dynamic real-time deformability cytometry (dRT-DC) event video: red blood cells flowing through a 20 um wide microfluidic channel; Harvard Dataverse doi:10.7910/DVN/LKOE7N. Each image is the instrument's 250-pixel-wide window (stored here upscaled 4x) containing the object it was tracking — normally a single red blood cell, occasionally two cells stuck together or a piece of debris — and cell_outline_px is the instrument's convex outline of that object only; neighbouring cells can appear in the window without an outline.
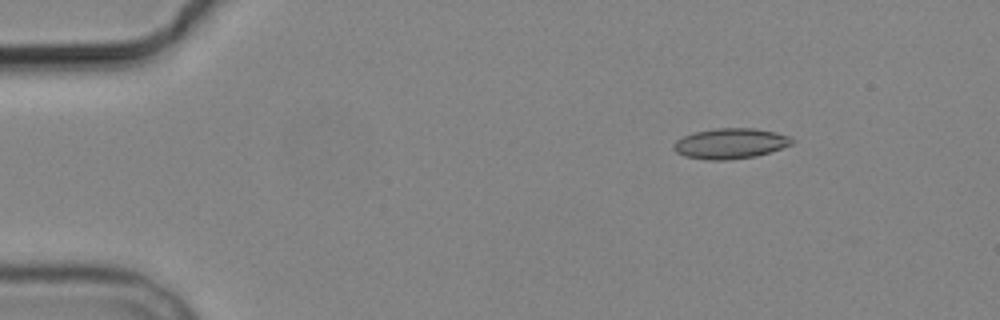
{"species": "common noctule bat (a hibernating species)", "species_latin": "Nyctalus noctula", "temperature_condition": "cold", "stored_images_in_passage": 6, "camera_frame_rate_fps": 3000, "um_per_image_px": 0.085, "animal": {"sex": "male", "body_mass_g": 19.2, "forearm_length_mm": 51.8}, "frame": {"image": 1, "passage_image": 2, "time_ms": 1.333, "image_size_px": [1000, 320], "cell_outline_px": [[796, 140], [792, 144], [756, 156], [728, 160], [708, 160], [684, 156], [676, 152], [672, 148], [672, 144], [676, 140], [684, 136], [696, 132], [716, 128], [752, 128], [776, 132], [788, 136]], "centroid_in_image_um": [62.06, 12.2], "position_along_channel_um": 22.9, "area_um2": 20.92}}
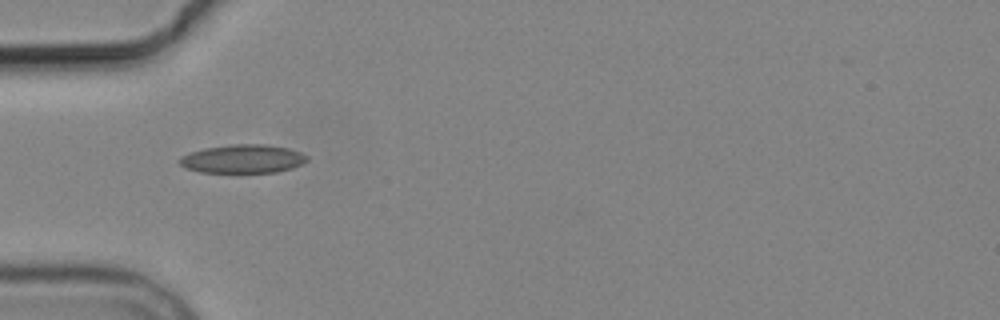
{"frame": {"image": 2, "passage_image": 5, "time_ms": 4.667, "image_size_px": [1000, 320], "cell_outline_px": [[308, 160], [292, 168], [276, 172], [200, 172], [184, 168], [176, 160], [180, 156], [204, 148], [232, 144], [268, 144], [288, 148], [300, 152], [308, 156]], "centroid_in_image_um": [20.61, 13.5], "position_along_channel_um": 64.4, "area_um2": 21.27}}
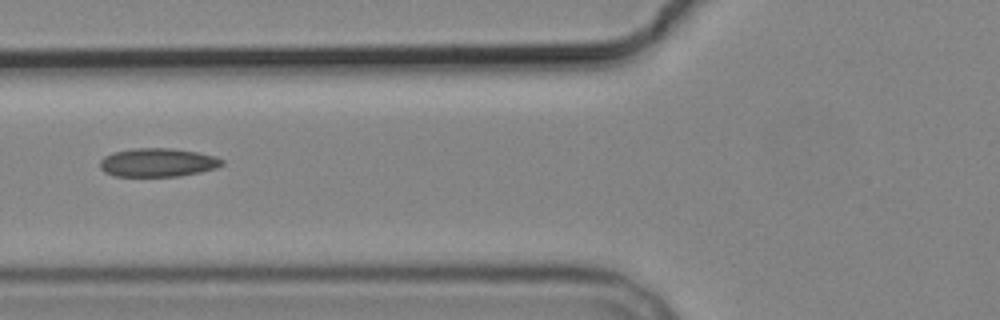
{"frame": {"image": 3, "passage_image": 6, "time_ms": 6.0, "image_size_px": [1000, 320], "cell_outline_px": [[224, 164], [216, 168], [200, 172], [180, 176], [116, 176], [104, 172], [100, 168], [100, 160], [104, 156], [112, 152], [132, 148], [172, 148], [196, 152], [216, 156], [224, 160]], "centroid_in_image_um": [13.4, 13.81], "position_along_channel_um": 112.4, "area_um2": 20.46}}